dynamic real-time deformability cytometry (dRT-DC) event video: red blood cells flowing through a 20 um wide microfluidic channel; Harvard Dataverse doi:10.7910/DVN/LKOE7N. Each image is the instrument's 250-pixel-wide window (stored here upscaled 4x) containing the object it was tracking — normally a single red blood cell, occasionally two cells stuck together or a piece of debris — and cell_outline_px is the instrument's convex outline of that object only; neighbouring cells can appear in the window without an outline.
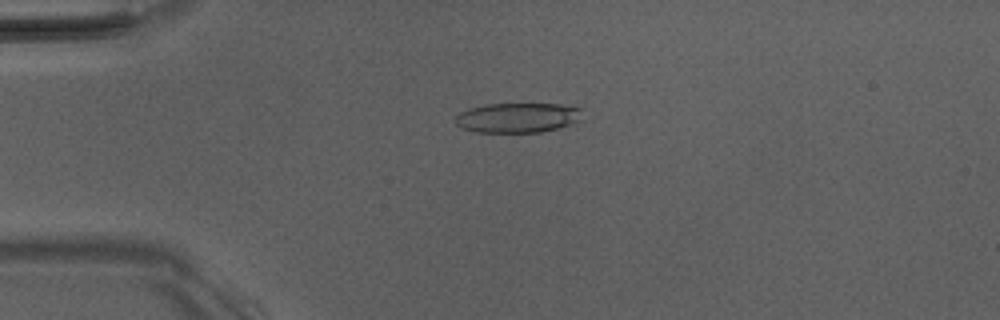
{"species": "Egyptian fruit bat (a non-hibernating species)", "species_latin": "Rousettus aegyptiacus", "temperature_condition": "room temperature", "stored_images_in_passage": 3, "camera_frame_rate_fps": 3000, "um_per_image_px": 0.085, "animal": {"sex": "male"}, "frame": {"image": 1, "passage_image": 2, "time_ms": 1.333, "image_size_px": [1000, 320], "cell_outline_px": [[580, 120], [572, 124], [540, 132], [476, 132], [464, 128], [456, 124], [456, 116], [460, 112], [468, 108], [484, 104], [560, 104], [580, 108]], "centroid_in_image_um": [43.97, 10.0], "position_along_channel_um": 41.0, "area_um2": 21.91}}